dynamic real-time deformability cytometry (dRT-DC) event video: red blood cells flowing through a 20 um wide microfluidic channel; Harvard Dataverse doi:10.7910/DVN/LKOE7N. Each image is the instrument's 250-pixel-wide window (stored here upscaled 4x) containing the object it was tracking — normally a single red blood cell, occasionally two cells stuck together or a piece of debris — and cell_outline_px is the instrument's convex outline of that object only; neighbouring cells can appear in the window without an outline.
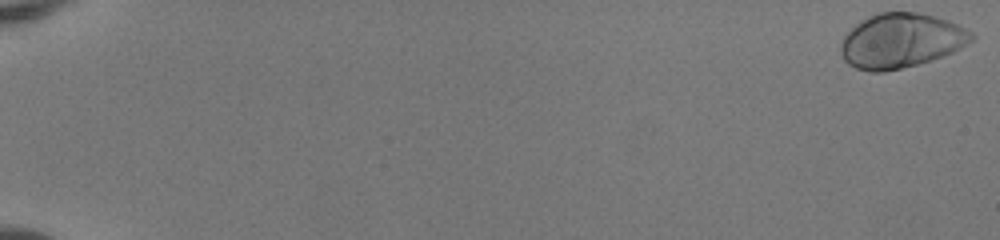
{"species": "human", "species_latin": "Homo sapiens", "temperature_condition": "room temperature", "stored_images_in_passage": 53, "camera_frame_rate_fps": 3000, "um_per_image_px": 0.085, "donor": {"sex": "female"}, "frame": {"image": 1, "passage_image": 1, "time_ms": 0.0, "image_size_px": [1000, 240], "cell_outline_px": [[976, 36], [968, 44], [952, 52], [916, 64], [884, 72], [868, 72], [856, 68], [848, 64], [844, 60], [840, 52], [840, 44], [844, 36], [860, 20], [868, 16], [880, 12], [916, 12], [936, 16], [948, 20], [972, 32]], "centroid_in_image_um": [76.56, 3.45], "position_along_channel_um": 8.4, "area_um2": 41.44}}
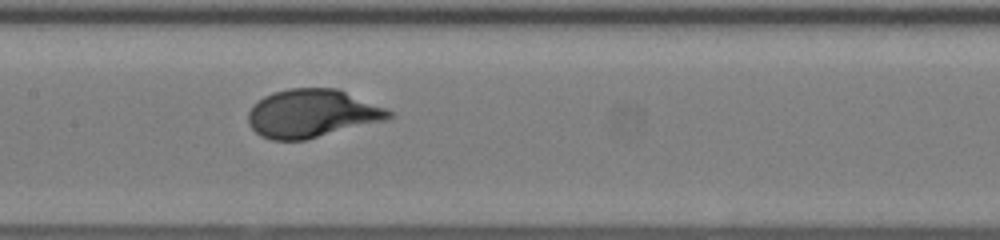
{"frame": {"image": 2, "passage_image": 29, "time_ms": 9.333, "image_size_px": [1000, 240], "cell_outline_px": [[396, 112], [388, 120], [304, 140], [272, 140], [260, 136], [248, 124], [248, 112], [252, 104], [264, 96], [272, 92], [288, 88], [336, 88], [388, 108]], "centroid_in_image_um": [26.53, 9.64], "position_along_channel_um": 180.9, "area_um2": 39.88}}
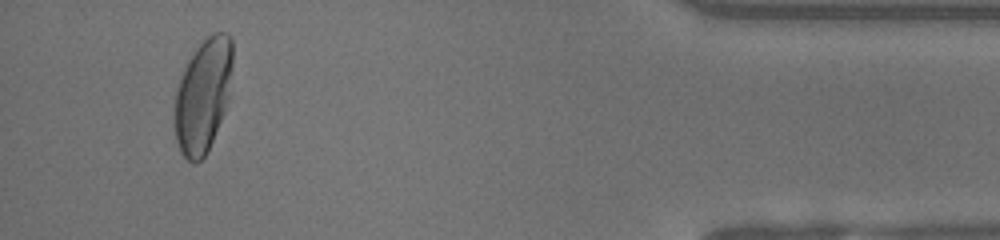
{"frame": {"image": 3, "passage_image": 50, "time_ms": 16.333, "image_size_px": [1000, 240], "cell_outline_px": [[232, 68], [228, 96], [224, 112], [212, 140], [204, 156], [196, 164], [192, 164], [180, 152], [176, 140], [176, 88], [184, 68], [188, 60], [196, 48], [212, 32], [228, 32], [232, 36]], "centroid_in_image_um": [17.27, 8.08], "position_along_channel_um": 417.9, "area_um2": 37.97}, "authors_computed_cell_mechanics": {"area_um2": 39.1884, "velocity_mm_per_s": 4.1049, "shape_relaxation_time_tau1_ms": 2.7456, "shape_relaxation_time_tau2_ms": null, "deformation_change_tau1": 0.1977, "deformation_change_tau2": null}}